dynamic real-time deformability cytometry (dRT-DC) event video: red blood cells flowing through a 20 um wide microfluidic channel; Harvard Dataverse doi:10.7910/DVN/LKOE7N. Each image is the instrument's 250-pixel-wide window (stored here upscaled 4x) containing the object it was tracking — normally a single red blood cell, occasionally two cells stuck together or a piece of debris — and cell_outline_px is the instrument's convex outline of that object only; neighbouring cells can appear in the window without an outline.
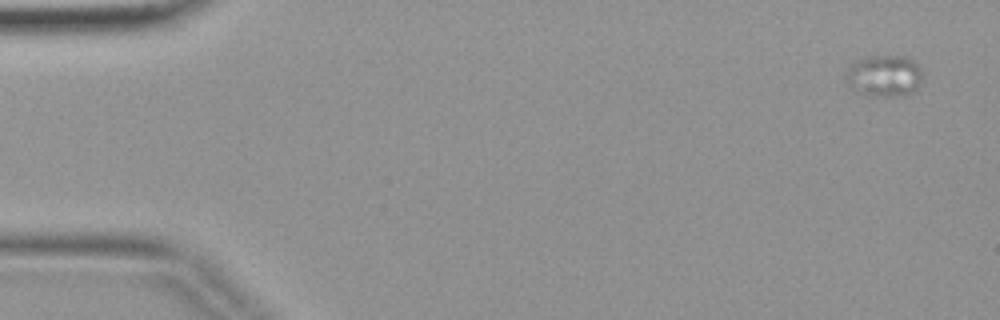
{"species": "common noctule bat (a hibernating species)", "species_latin": "Nyctalus noctula", "temperature_condition": "warm", "stored_images_in_passage": 4, "camera_frame_rate_fps": 3000, "um_per_image_px": 0.085, "animal": {"sex": "female", "body_mass_g": 19.9}, "frame": {"image": 1, "passage_image": 1, "time_ms": 0.0, "image_size_px": [1000, 320], "cell_outline_px": [[924, 72], [916, 88], [908, 96], [868, 96], [852, 88], [848, 84], [844, 76], [848, 68], [856, 60], [868, 56], [908, 56], [916, 60]], "centroid_in_image_um": [75.19, 6.43], "position_along_channel_um": 9.8, "area_um2": 18.96}}
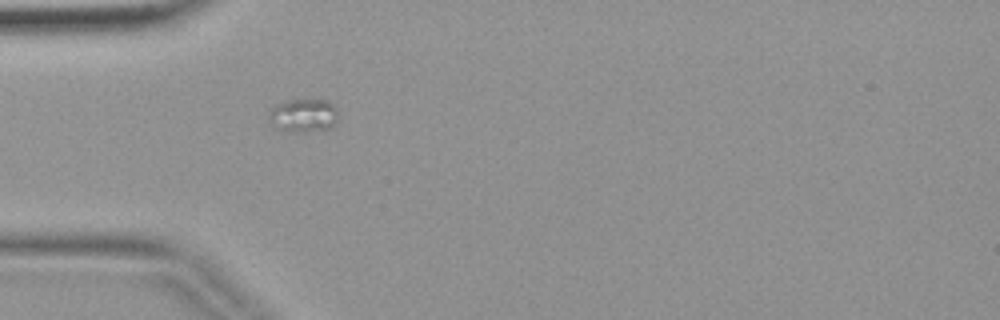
{"frame": {"image": 2, "passage_image": 4, "time_ms": 1.0, "image_size_px": [1000, 320], "cell_outline_px": [[336, 124], [332, 128], [304, 132], [296, 132], [276, 128], [268, 120], [268, 112], [276, 104], [288, 100], [328, 100], [336, 108]], "centroid_in_image_um": [25.77, 9.82], "position_along_channel_um": 59.2, "area_um2": 13.53}}